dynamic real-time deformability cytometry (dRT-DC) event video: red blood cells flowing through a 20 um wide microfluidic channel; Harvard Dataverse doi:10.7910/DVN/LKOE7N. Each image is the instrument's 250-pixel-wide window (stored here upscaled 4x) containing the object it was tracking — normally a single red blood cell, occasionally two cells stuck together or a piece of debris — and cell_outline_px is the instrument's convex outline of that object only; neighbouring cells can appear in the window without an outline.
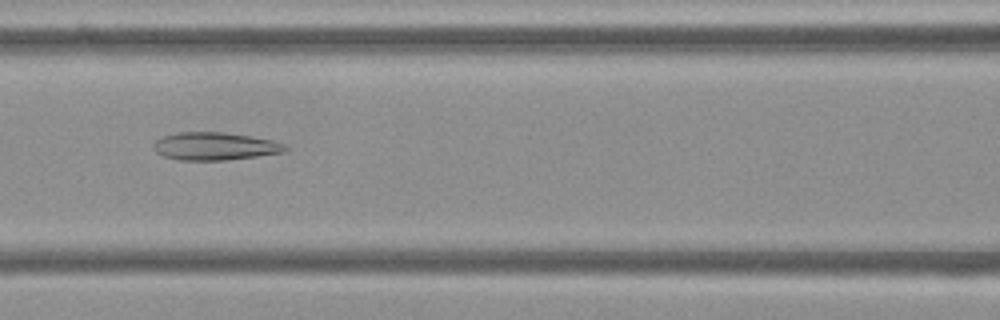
{"species": "Egyptian fruit bat (a non-hibernating species)", "species_latin": "Rousettus aegyptiacus", "temperature_condition": "cold", "stored_images_in_passage": 54, "camera_frame_rate_fps": 3000, "um_per_image_px": 0.085, "frame": {"image": 1, "passage_image": 23, "time_ms": 7.333, "image_size_px": [1000, 320], "cell_outline_px": [[288, 148], [284, 152], [256, 156], [224, 160], [180, 160], [164, 156], [156, 152], [152, 148], [152, 144], [160, 136], [176, 132], [224, 132], [252, 136], [272, 140]], "centroid_in_image_um": [18.18, 12.42], "position_along_channel_um": 148.4, "area_um2": 21.33}}
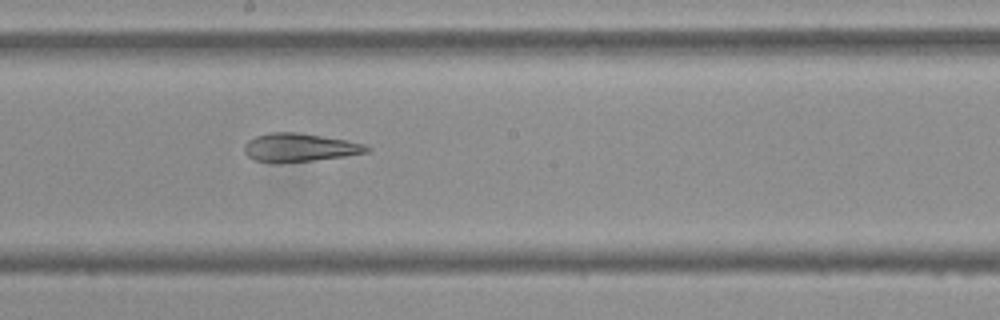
{"frame": {"image": 2, "passage_image": 29, "time_ms": 9.333, "image_size_px": [1000, 320], "cell_outline_px": [[372, 148], [368, 152], [344, 156], [280, 164], [276, 164], [256, 160], [248, 156], [244, 152], [244, 144], [248, 140], [256, 136], [272, 132], [300, 132], [348, 140], [364, 144]], "centroid_in_image_um": [25.45, 12.54], "position_along_channel_um": 222.8, "area_um2": 20.46}}
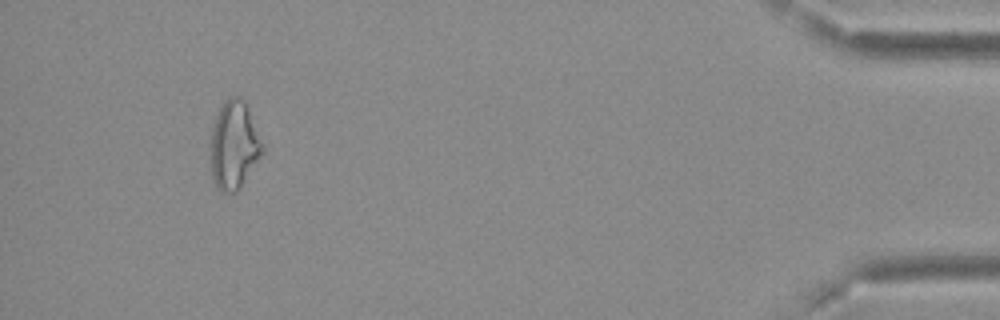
{"frame": {"image": 3, "passage_image": 50, "time_ms": 16.333, "image_size_px": [1000, 320], "cell_outline_px": [[264, 152], [240, 188], [236, 192], [220, 192], [212, 176], [212, 128], [216, 116], [224, 100], [228, 96], [240, 96], [244, 100], [264, 148]], "centroid_in_image_um": [19.91, 12.34], "position_along_channel_um": 415.3, "area_um2": 26.13}, "authors_computed_cell_mechanics": {"area_um2": 25.0274, "velocity_mm_per_s": 3.7226, "shape_relaxation_time_tau1_ms": null, "shape_relaxation_time_tau2_ms": 2.888, "deformation_change_tau1": null, "deformation_change_tau2": 0.1178}}